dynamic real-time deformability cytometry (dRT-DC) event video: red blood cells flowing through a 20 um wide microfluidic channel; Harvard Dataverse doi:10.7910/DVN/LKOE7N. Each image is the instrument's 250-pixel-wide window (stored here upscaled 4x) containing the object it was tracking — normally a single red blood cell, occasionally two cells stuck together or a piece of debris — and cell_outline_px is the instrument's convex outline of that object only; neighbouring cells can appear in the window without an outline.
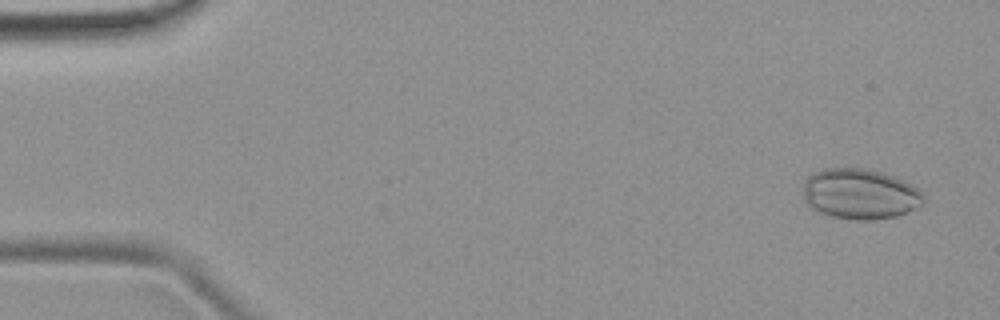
{"species": "common noctule bat (a hibernating species)", "species_latin": "Nyctalus noctula", "temperature_condition": "room temperature", "stored_images_in_passage": 48, "camera_frame_rate_fps": 3000, "um_per_image_px": 0.085, "animal": {"sex": "female", "body_mass_g": 19.9}, "frame": {"image": 1, "passage_image": 3, "time_ms": 0.667, "image_size_px": [1000, 320], "cell_outline_px": [[924, 200], [920, 204], [896, 216], [872, 220], [856, 220], [832, 216], [820, 212], [812, 208], [804, 200], [804, 180], [808, 176], [824, 168], [864, 168], [884, 172], [912, 184], [924, 192]], "centroid_in_image_um": [73.1, 16.47], "position_along_channel_um": 11.9, "area_um2": 35.32}}
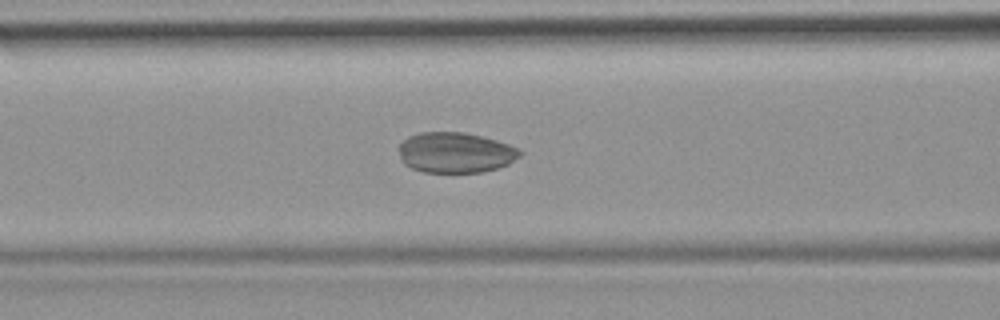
{"frame": {"image": 2, "passage_image": 21, "time_ms": 6.667, "image_size_px": [1000, 320], "cell_outline_px": [[524, 152], [520, 156], [508, 164], [496, 168], [480, 172], [424, 172], [412, 168], [404, 164], [400, 156], [400, 144], [408, 136], [420, 132], [464, 132], [496, 140], [508, 144]], "centroid_in_image_um": [38.71, 12.96], "position_along_channel_um": 127.9, "area_um2": 28.38}}
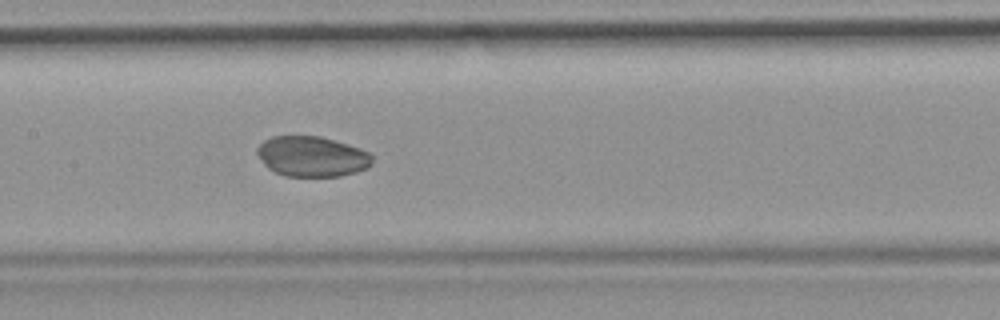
{"frame": {"image": 3, "passage_image": 25, "time_ms": 8.0, "image_size_px": [1000, 320], "cell_outline_px": [[372, 164], [368, 168], [356, 172], [340, 176], [284, 176], [268, 168], [264, 164], [256, 152], [256, 148], [264, 140], [272, 136], [320, 136], [348, 144], [360, 148], [368, 152], [372, 156]], "centroid_in_image_um": [26.52, 13.3], "position_along_channel_um": 180.9, "area_um2": 27.11}}